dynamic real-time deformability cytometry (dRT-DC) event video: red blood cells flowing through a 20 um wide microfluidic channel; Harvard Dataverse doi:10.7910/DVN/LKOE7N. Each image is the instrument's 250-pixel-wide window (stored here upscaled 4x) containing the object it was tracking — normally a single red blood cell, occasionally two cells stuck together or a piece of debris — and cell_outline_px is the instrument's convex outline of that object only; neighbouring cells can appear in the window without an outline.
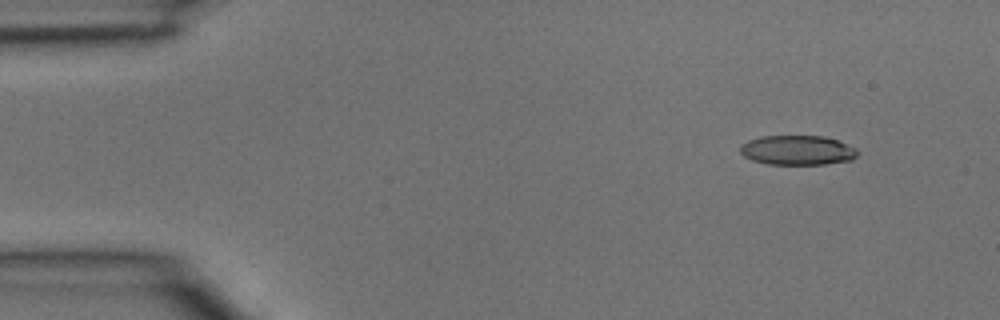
{"species": "common noctule bat (a hibernating species)", "species_latin": "Nyctalus noctula", "temperature_condition": "room temperature", "stored_images_in_passage": 5, "segment_of_instrument_passage": [2, 2], "camera_frame_rate_fps": 3000, "um_per_image_px": 0.085, "animal": {"sex": "male", "body_mass_g": 15.6}, "frame": {"image": 1, "passage_image": 5, "time_ms": 1.333, "image_size_px": [1000, 320], "cell_outline_px": [[860, 152], [852, 160], [824, 164], [768, 164], [752, 160], [744, 156], [740, 152], [740, 144], [748, 140], [760, 136], [824, 136], [836, 140], [856, 148]], "centroid_in_image_um": [67.77, 12.76], "position_along_channel_um": 17.2, "area_um2": 20.29}}